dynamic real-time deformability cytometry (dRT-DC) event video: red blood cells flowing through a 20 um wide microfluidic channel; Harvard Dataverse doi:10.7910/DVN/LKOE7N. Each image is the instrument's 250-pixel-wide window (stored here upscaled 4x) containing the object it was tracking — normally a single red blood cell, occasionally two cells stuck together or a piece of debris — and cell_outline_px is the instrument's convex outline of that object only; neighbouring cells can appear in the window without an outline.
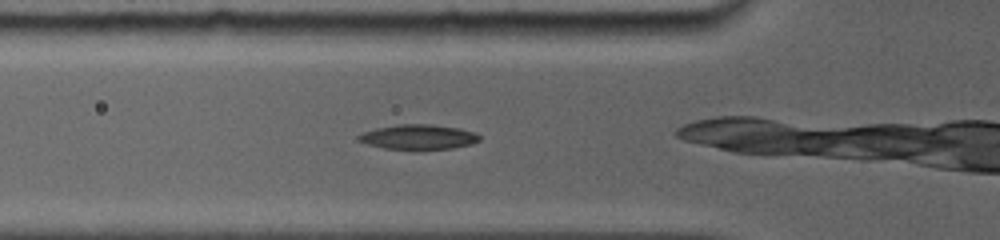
{"species": "common noctule bat (a hibernating species)", "species_latin": "Nyctalus noctula", "temperature_condition": "room temperature", "stored_images_in_passage": 30, "camera_frame_rate_fps": 5000, "um_per_image_px": 0.085, "animal": {"sex": "female", "body_mass_g": 19.0, "forearm_length_mm": 56.7}, "frame": {"image": 1, "passage_image": 3, "time_ms": 1.0, "image_size_px": [1000, 240], "cell_outline_px": [[480, 140], [472, 144], [452, 148], [384, 148], [368, 144], [356, 140], [356, 136], [364, 132], [376, 128], [396, 124], [432, 124], [460, 128], [476, 132], [480, 136]], "centroid_in_image_um": [35.57, 11.61], "position_along_channel_um": 90.2, "area_um2": 17.34}}
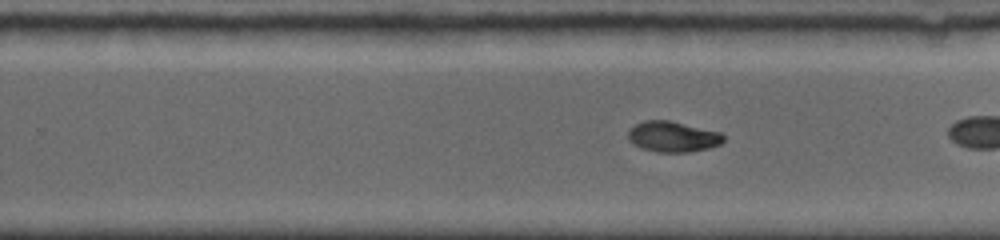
{"frame": {"image": 2, "passage_image": 18, "time_ms": 5.6, "image_size_px": [1000, 240], "cell_outline_px": [[724, 140], [720, 144], [708, 148], [688, 152], [656, 152], [632, 144], [628, 140], [628, 132], [636, 124], [644, 120], [668, 120], [720, 132], [724, 136]], "centroid_in_image_um": [57.18, 11.62], "position_along_channel_um": 272.6, "area_um2": 16.88}}
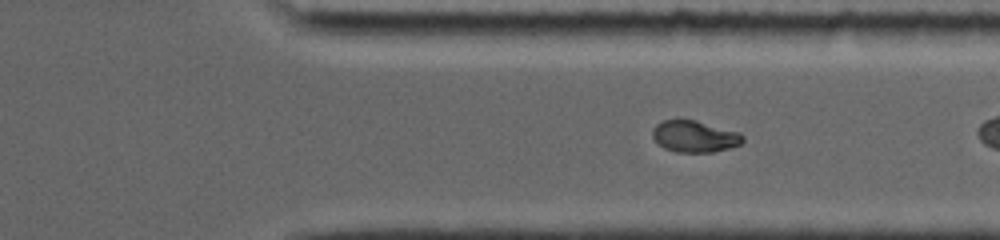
{"frame": {"image": 3, "passage_image": 28, "time_ms": 7.6, "image_size_px": [1000, 240], "cell_outline_px": [[744, 140], [740, 144], [728, 148], [712, 152], [676, 152], [664, 148], [652, 136], [652, 128], [656, 124], [664, 120], [696, 120], [740, 132], [744, 136]], "centroid_in_image_um": [59.05, 11.59], "position_along_channel_um": 352.3, "area_um2": 16.59}}